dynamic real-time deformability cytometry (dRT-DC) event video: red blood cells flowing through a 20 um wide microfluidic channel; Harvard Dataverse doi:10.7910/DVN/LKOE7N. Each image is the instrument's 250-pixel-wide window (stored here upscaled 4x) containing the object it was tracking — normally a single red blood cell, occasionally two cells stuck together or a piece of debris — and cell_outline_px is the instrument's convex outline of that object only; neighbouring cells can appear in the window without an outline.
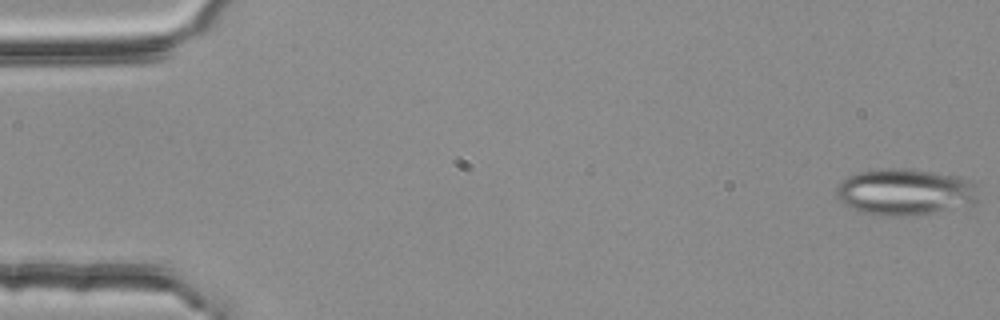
{"species": "common noctule bat (a hibernating species)", "species_latin": "Nyctalus noctula", "temperature_condition": "room temperature", "stored_images_in_passage": 4, "camera_frame_rate_fps": 3000, "um_per_image_px": 0.085, "animal": {"sex": "female", "body_mass_g": 25.1}, "frame": {"image": 1, "passage_image": 1, "time_ms": 0.0, "image_size_px": [1000, 320], "cell_outline_px": [[976, 200], [972, 204], [920, 216], [876, 216], [860, 212], [844, 204], [836, 196], [836, 188], [840, 180], [856, 172], [892, 168], [904, 168], [932, 172], [956, 176], [972, 180]], "centroid_in_image_um": [76.86, 16.34], "position_along_channel_um": 8.1, "area_um2": 38.67}}